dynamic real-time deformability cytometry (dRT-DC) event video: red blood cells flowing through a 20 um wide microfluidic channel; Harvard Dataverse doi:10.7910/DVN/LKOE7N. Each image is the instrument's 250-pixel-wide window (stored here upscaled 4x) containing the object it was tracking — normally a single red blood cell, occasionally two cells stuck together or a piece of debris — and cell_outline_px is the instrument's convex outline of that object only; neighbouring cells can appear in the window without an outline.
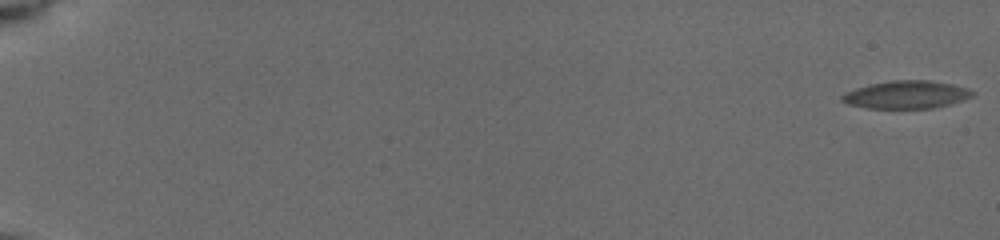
{"species": "common noctule bat (a hibernating species)", "species_latin": "Nyctalus noctula", "temperature_condition": "cold", "stored_images_in_passage": 34, "camera_frame_rate_fps": 3000, "um_per_image_px": 0.085, "animal": {"sex": "female", "body_mass_g": 19.5, "forearm_length_mm": 54.1}, "frame": {"image": 1, "passage_image": 1, "time_ms": 0.0, "image_size_px": [1000, 240], "cell_outline_px": [[976, 92], [972, 96], [948, 104], [932, 108], [868, 108], [848, 104], [840, 100], [840, 96], [844, 92], [856, 88], [872, 84], [892, 80], [928, 80], [952, 84], [968, 88]], "centroid_in_image_um": [77.01, 8.04], "position_along_channel_um": 8.0, "area_um2": 20.98}}
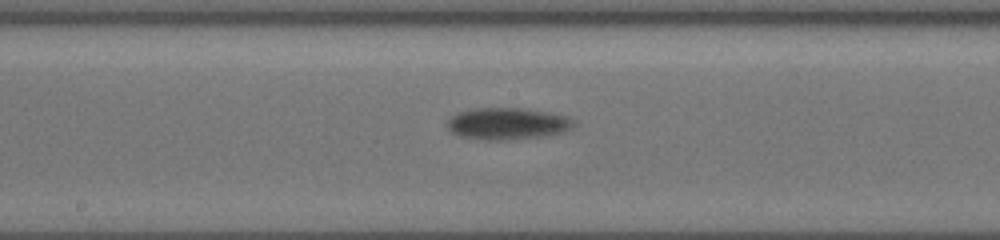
{"frame": {"image": 2, "passage_image": 20, "time_ms": 10.667, "image_size_px": [1000, 240], "cell_outline_px": [[576, 124], [572, 128], [564, 132], [544, 136], [508, 140], [488, 140], [460, 136], [452, 132], [448, 128], [448, 120], [456, 112], [476, 108], [524, 108], [548, 112], [564, 116], [572, 120]], "centroid_in_image_um": [43.13, 10.51], "position_along_channel_um": 205.1, "area_um2": 23.41}}
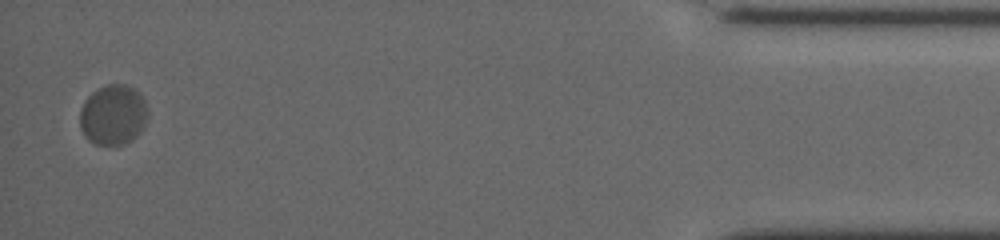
{"frame": {"image": 3, "passage_image": 34, "time_ms": 18.333, "image_size_px": [1000, 240], "cell_outline_px": [[148, 116], [140, 132], [136, 136], [120, 144], [96, 144], [88, 140], [84, 136], [80, 128], [80, 108], [88, 96], [96, 88], [108, 84], [124, 84], [136, 88], [144, 100]], "centroid_in_image_um": [9.59, 9.73], "position_along_channel_um": 425.6, "area_um2": 23.81}, "authors_computed_cell_mechanics": {"area_um2": 21.7906, "velocity_mm_per_s": 3.7828, "shape_relaxation_time_tau1_ms": 1.5708, "shape_relaxation_time_tau2_ms": null, "deformation_change_tau1": 0.064, "deformation_change_tau2": null}}